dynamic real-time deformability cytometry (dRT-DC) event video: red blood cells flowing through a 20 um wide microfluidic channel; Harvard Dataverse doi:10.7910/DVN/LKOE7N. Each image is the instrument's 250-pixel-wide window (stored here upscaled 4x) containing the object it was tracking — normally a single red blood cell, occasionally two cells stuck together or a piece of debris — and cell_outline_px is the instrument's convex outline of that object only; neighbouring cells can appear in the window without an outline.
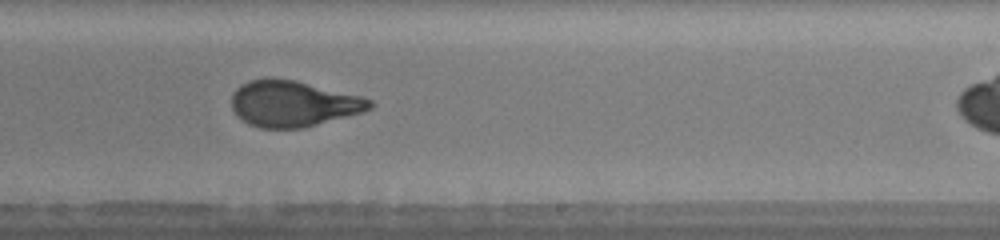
{"species": "human", "species_latin": "Homo sapiens", "temperature_condition": "warm", "stored_images_in_passage": 45, "camera_frame_rate_fps": 3000, "um_per_image_px": 0.085, "donor": {"sex": "male"}, "frame": {"image": 1, "passage_image": 32, "time_ms": 9.333, "image_size_px": [1000, 240], "cell_outline_px": [[376, 104], [372, 108], [364, 112], [304, 128], [260, 128], [248, 124], [236, 116], [232, 108], [232, 92], [240, 84], [248, 80], [268, 76], [272, 76], [292, 80], [360, 96], [372, 100]], "centroid_in_image_um": [24.88, 8.81], "position_along_channel_um": 264.1, "area_um2": 37.45}, "authors_computed_cell_mechanics": {"area_um2": 37.57, "velocity_mm_per_s": 3.9937, "shape_relaxation_time_tau1_ms": 5.1727, "shape_relaxation_time_tau2_ms": null, "deformation_change_tau1": 0.2333, "deformation_change_tau2": null}}